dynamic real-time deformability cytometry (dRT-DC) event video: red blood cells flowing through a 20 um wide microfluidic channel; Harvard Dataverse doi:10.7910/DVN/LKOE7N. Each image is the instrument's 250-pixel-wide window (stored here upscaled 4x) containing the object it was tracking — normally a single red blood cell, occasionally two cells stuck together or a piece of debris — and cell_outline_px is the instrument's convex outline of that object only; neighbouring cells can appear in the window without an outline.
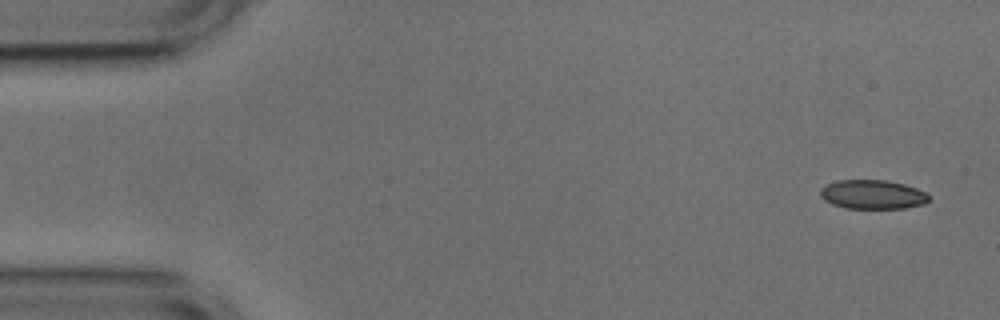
{"species": "common noctule bat (a hibernating species)", "species_latin": "Nyctalus noctula", "temperature_condition": "cold", "stored_images_in_passage": 51, "camera_frame_rate_fps": 3000, "um_per_image_px": 0.085, "animal": {"sex": "male", "body_mass_g": 17.9, "forearm_length_mm": 54.2}, "frame": {"image": 1, "passage_image": 1, "time_ms": 0.0, "image_size_px": [1000, 320], "cell_outline_px": [[928, 200], [924, 204], [904, 208], [844, 208], [832, 204], [824, 200], [820, 196], [820, 188], [836, 180], [888, 180], [904, 184], [916, 188], [924, 192], [928, 196]], "centroid_in_image_um": [74.13, 16.53], "position_along_channel_um": 10.9, "area_um2": 18.38}}
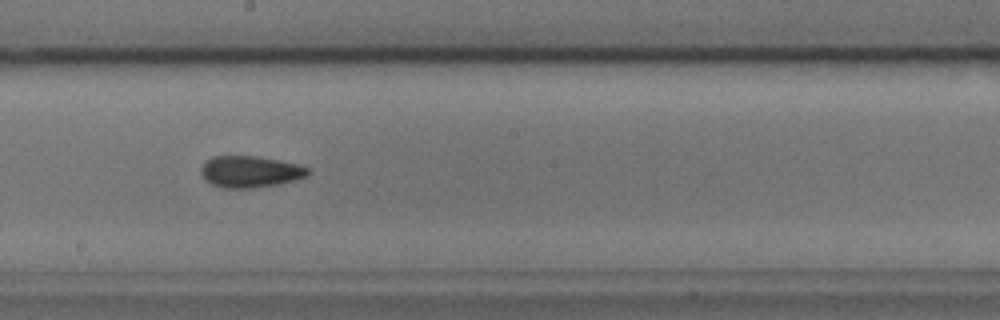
{"frame": {"image": 2, "passage_image": 27, "time_ms": 8.667, "image_size_px": [1000, 320], "cell_outline_px": [[312, 172], [308, 176], [296, 180], [280, 184], [256, 188], [224, 188], [212, 184], [204, 180], [200, 172], [200, 168], [212, 156], [256, 156], [280, 160], [296, 164], [308, 168]], "centroid_in_image_um": [21.28, 14.6], "position_along_channel_um": 226.9, "area_um2": 19.88}}
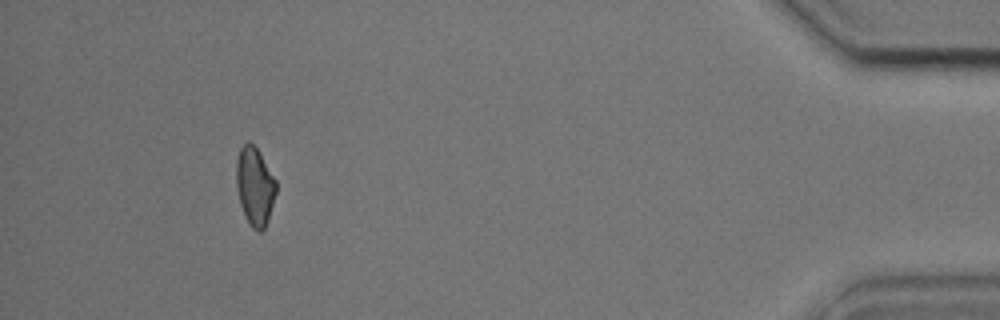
{"frame": {"image": 3, "passage_image": 47, "time_ms": 15.333, "image_size_px": [1000, 320], "cell_outline_px": [[276, 192], [268, 220], [264, 228], [260, 232], [256, 232], [252, 228], [244, 216], [240, 204], [236, 188], [236, 160], [240, 148], [248, 140], [256, 148], [276, 180]], "centroid_in_image_um": [21.64, 15.86], "position_along_channel_um": 413.6, "area_um2": 18.15}, "authors_computed_cell_mechanics": {"area_um2": 19.0162, "velocity_mm_per_s": 3.788, "shape_relaxation_time_tau1_ms": null, "shape_relaxation_time_tau2_ms": 3.1177, "deformation_change_tau1": null, "deformation_change_tau2": 0.0876}}